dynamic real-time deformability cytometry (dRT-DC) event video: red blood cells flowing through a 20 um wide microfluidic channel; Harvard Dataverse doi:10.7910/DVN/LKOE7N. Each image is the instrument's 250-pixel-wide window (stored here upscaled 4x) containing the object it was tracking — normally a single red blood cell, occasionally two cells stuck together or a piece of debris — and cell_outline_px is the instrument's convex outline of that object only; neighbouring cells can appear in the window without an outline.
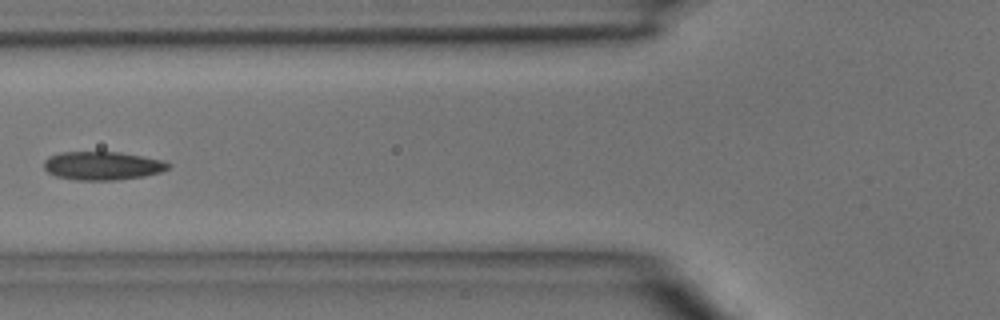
{"species": "common noctule bat (a hibernating species)", "species_latin": "Nyctalus noctula", "temperature_condition": "room temperature", "stored_images_in_passage": 7, "camera_frame_rate_fps": 3000, "um_per_image_px": 0.085, "animal": {"sex": "male", "body_mass_g": 15.6}, "frame": {"image": 1, "passage_image": 5, "time_ms": 4.667, "image_size_px": [1000, 320], "cell_outline_px": [[172, 164], [168, 168], [160, 172], [144, 176], [116, 180], [76, 180], [56, 176], [48, 172], [44, 168], [44, 160], [48, 156], [60, 152], [120, 152], [164, 160]], "centroid_in_image_um": [8.7, 14.08], "position_along_channel_um": 117.1, "area_um2": 20.69}}